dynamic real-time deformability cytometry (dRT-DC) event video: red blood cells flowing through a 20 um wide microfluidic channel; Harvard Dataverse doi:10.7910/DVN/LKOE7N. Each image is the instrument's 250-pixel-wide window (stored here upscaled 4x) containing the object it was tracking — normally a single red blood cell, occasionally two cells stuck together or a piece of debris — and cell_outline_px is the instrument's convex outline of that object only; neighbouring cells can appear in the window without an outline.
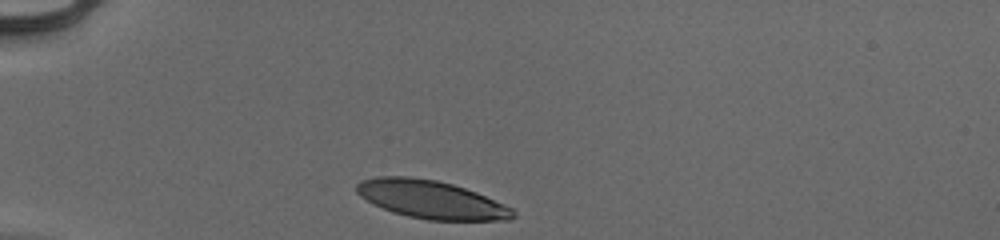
{"species": "human", "species_latin": "Homo sapiens", "temperature_condition": "cold", "stored_images_in_passage": 30, "camera_frame_rate_fps": 3000, "um_per_image_px": 0.085, "donor": {"sex": "male"}, "frame": {"image": 1, "passage_image": 1, "time_ms": 0.0, "image_size_px": [1000, 240], "cell_outline_px": [[516, 216], [512, 220], [428, 220], [408, 216], [392, 212], [360, 196], [356, 192], [356, 184], [360, 180], [376, 176], [408, 176], [436, 180], [452, 184], [476, 192], [504, 204], [512, 208], [516, 212]], "centroid_in_image_um": [36.66, 16.95], "position_along_channel_um": 48.3, "area_um2": 34.62}}
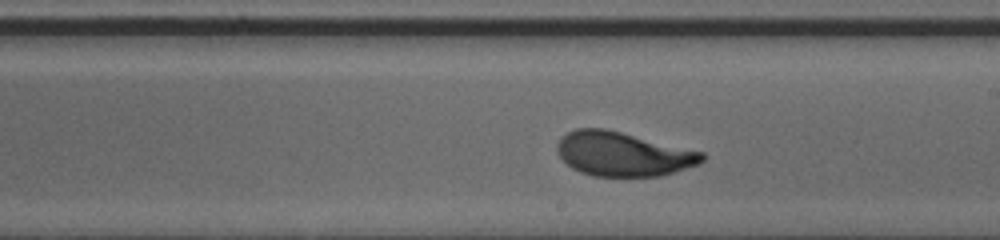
{"frame": {"image": 2, "passage_image": 18, "time_ms": 5.667, "image_size_px": [1000, 240], "cell_outline_px": [[704, 160], [696, 164], [660, 176], [592, 176], [580, 172], [572, 168], [556, 152], [556, 144], [560, 136], [576, 128], [604, 128], [704, 152]], "centroid_in_image_um": [52.89, 13.08], "position_along_channel_um": 236.1, "area_um2": 37.11}}
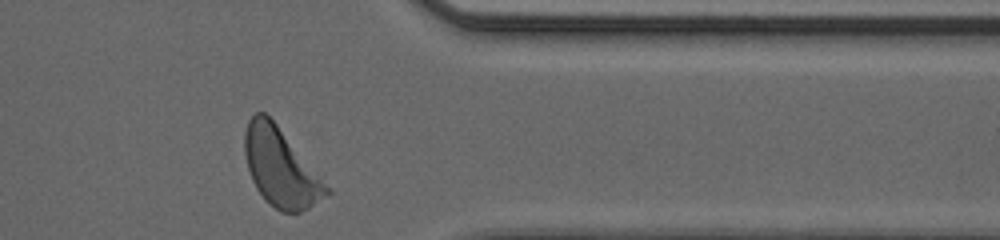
{"frame": {"image": 3, "passage_image": 30, "time_ms": 9.667, "image_size_px": [1000, 240], "cell_outline_px": [[332, 192], [308, 208], [300, 212], [280, 212], [264, 200], [256, 188], [252, 180], [248, 168], [244, 152], [244, 132], [248, 120], [256, 112], [264, 112], [276, 124]], "centroid_in_image_um": [23.8, 14.26], "position_along_channel_um": 387.6, "area_um2": 36.47}, "authors_computed_cell_mechanics": {"area_um2": 37.0209, "velocity_mm_per_s": 3.9318, "shape_relaxation_time_tau1_ms": 2.1025, "shape_relaxation_time_tau2_ms": null, "deformation_change_tau1": 0.1586, "deformation_change_tau2": null}}